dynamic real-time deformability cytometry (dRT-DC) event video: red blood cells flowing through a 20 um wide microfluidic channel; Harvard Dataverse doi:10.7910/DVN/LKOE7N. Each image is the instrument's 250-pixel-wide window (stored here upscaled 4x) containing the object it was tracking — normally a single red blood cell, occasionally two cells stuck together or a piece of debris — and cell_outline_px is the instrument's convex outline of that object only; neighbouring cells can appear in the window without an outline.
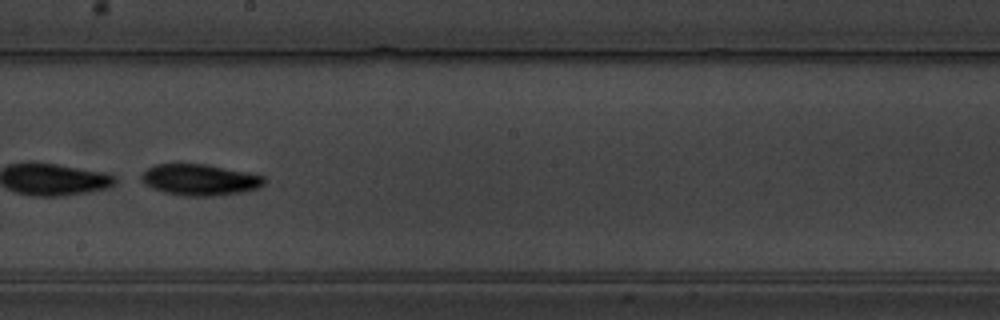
{"species": "common noctule bat (a hibernating species)", "species_latin": "Nyctalus noctula", "temperature_condition": "warm", "stored_images_in_passage": 43, "camera_frame_rate_fps": 3000, "um_per_image_px": 0.085, "animal": {"sex": "male", "body_mass_g": 19.5, "forearm_length_mm": 54.6}, "frame": {"image": 1, "passage_image": 20, "time_ms": 6.333, "image_size_px": [1000, 320], "cell_outline_px": [[264, 184], [256, 188], [240, 192], [216, 196], [184, 196], [164, 192], [152, 188], [144, 184], [140, 180], [140, 176], [148, 168], [156, 164], [208, 164], [248, 172], [264, 176]], "centroid_in_image_um": [16.96, 15.28], "position_along_channel_um": 231.2, "area_um2": 22.37}}
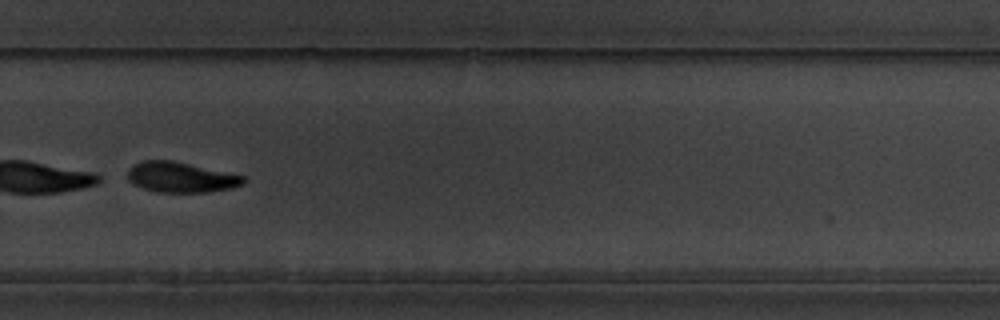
{"frame": {"image": 2, "passage_image": 27, "time_ms": 8.667, "image_size_px": [1000, 320], "cell_outline_px": [[244, 184], [232, 188], [208, 192], [156, 192], [144, 188], [128, 180], [128, 172], [140, 160], [172, 160], [244, 176]], "centroid_in_image_um": [15.39, 15.07], "position_along_channel_um": 314.4, "area_um2": 20.17}, "authors_computed_cell_mechanics": {"area_um2": 22.4264, "velocity_mm_per_s": 3.5692, "shape_relaxation_time_tau1_ms": 0.8661, "shape_relaxation_time_tau2_ms": null, "deformation_change_tau1": 0.2613, "deformation_change_tau2": null}}